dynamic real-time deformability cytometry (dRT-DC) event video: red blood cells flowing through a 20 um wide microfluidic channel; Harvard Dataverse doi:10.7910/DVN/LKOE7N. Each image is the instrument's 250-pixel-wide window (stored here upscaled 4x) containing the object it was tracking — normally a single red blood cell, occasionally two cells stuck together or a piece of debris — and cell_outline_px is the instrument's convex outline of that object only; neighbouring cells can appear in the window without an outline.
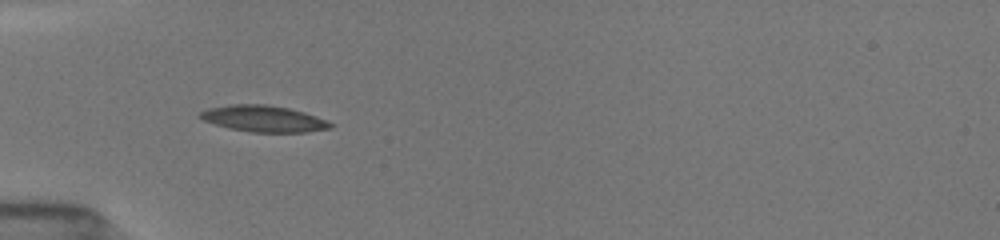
{"species": "common noctule bat (a hibernating species)", "species_latin": "Nyctalus noctula", "temperature_condition": "room temperature", "stored_images_in_passage": 4, "camera_frame_rate_fps": 3000, "um_per_image_px": 0.085, "animal": {"sex": "female", "body_mass_g": 19.5, "forearm_length_mm": 54.1}, "frame": {"image": 1, "passage_image": 1, "time_ms": 0.0, "image_size_px": [1000, 240], "cell_outline_px": [[332, 128], [308, 132], [252, 132], [228, 128], [204, 120], [196, 116], [200, 112], [208, 108], [232, 104], [264, 104], [288, 108], [304, 112], [324, 120], [332, 124]], "centroid_in_image_um": [22.37, 10.09], "position_along_channel_um": 62.6, "area_um2": 19.83}}
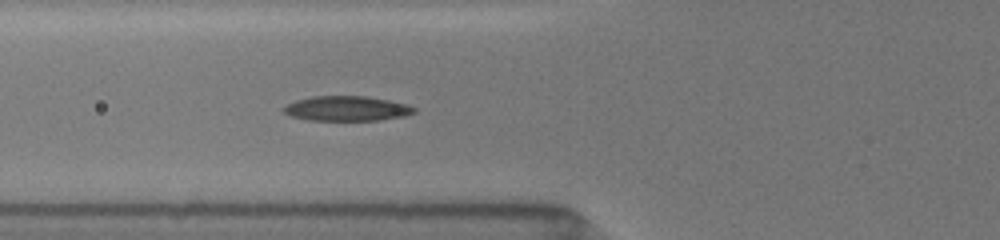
{"frame": {"image": 2, "passage_image": 4, "time_ms": 1.0, "image_size_px": [1000, 240], "cell_outline_px": [[416, 112], [404, 116], [380, 120], [308, 120], [292, 116], [284, 112], [284, 108], [288, 104], [296, 100], [312, 96], [364, 96], [388, 100], [404, 104], [416, 108]], "centroid_in_image_um": [29.48, 9.22], "position_along_channel_um": 96.3, "area_um2": 18.67}}